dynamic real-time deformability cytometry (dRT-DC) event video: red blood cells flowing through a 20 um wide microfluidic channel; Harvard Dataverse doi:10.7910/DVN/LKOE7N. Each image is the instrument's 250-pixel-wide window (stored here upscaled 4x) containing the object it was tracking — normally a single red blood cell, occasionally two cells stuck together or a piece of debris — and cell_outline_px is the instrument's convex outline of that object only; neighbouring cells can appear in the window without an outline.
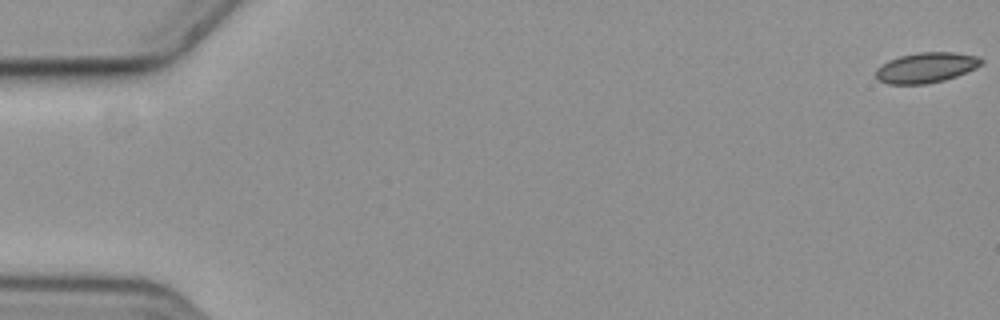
{"species": "common noctule bat (a hibernating species)", "species_latin": "Nyctalus noctula", "temperature_condition": "cold", "stored_images_in_passage": 59, "camera_frame_rate_fps": 3000, "um_per_image_px": 0.085, "animal": {"sex": "female", "body_mass_g": 19.3, "forearm_length_mm": 54.1}, "frame": {"image": 1, "passage_image": 1, "time_ms": 0.0, "image_size_px": [1000, 320], "cell_outline_px": [[984, 60], [976, 68], [956, 76], [944, 80], [924, 84], [888, 84], [876, 80], [876, 68], [880, 64], [888, 60], [900, 56], [916, 52], [956, 52], [980, 56]], "centroid_in_image_um": [78.7, 5.74], "position_along_channel_um": 6.3, "area_um2": 18.84}}
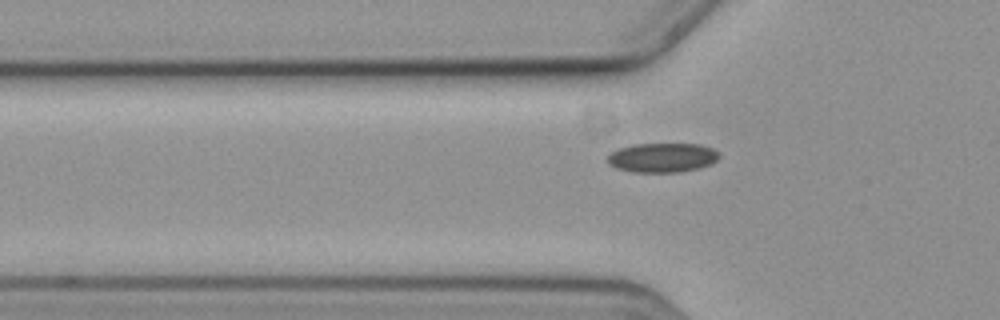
{"frame": {"image": 2, "passage_image": 20, "time_ms": 6.333, "image_size_px": [1000, 320], "cell_outline_px": [[720, 156], [712, 164], [700, 168], [680, 172], [632, 172], [616, 168], [608, 164], [608, 156], [612, 152], [620, 148], [632, 144], [700, 144], [712, 148], [720, 152]], "centroid_in_image_um": [56.33, 13.4], "position_along_channel_um": 69.5, "area_um2": 19.25}}
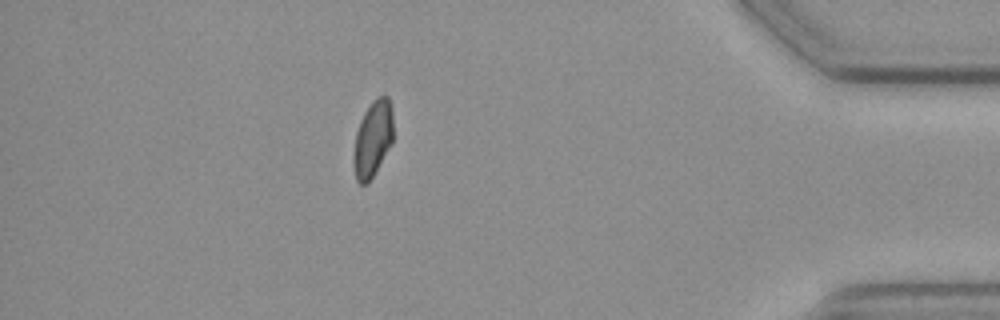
{"frame": {"image": 3, "passage_image": 52, "time_ms": 17.0, "image_size_px": [1000, 320], "cell_outline_px": [[392, 144], [368, 184], [360, 184], [356, 180], [352, 160], [356, 132], [360, 120], [364, 112], [372, 100], [376, 96], [388, 96], [392, 108]], "centroid_in_image_um": [31.67, 11.8], "position_along_channel_um": 403.5, "area_um2": 17.8}, "authors_computed_cell_mechanics": {"area_um2": 18.6694, "velocity_mm_per_s": 3.5732, "shape_relaxation_time_tau1_ms": null, "shape_relaxation_time_tau2_ms": 7.7954, "deformation_change_tau1": null, "deformation_change_tau2": 0.1012}}